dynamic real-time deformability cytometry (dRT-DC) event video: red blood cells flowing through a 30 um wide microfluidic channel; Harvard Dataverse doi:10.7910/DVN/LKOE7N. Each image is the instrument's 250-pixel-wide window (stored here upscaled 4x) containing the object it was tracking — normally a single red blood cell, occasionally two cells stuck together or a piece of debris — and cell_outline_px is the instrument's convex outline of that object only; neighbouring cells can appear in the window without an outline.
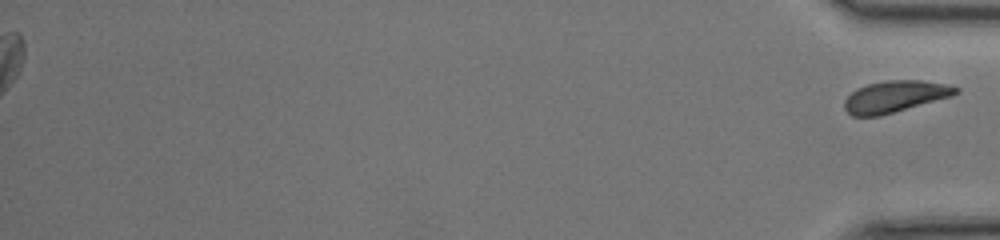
{"species": "common noctule bat (a hibernating species)", "species_latin": "Nyctalus noctula", "temperature_condition": "room temperature", "stored_images_in_passage": 44, "segment_of_instrument_passage": [2, 2], "camera_frame_rate_fps": 3000, "um_per_image_px": 0.085, "animal": {"sex": "female", "body_mass_g": 17.0, "forearm_length_mm": 48.0}, "frame": {"image": 1, "passage_image": 44, "time_ms": 14.333, "image_size_px": [1000, 240], "cell_outline_px": [[960, 92], [952, 96], [880, 116], [852, 116], [844, 108], [844, 100], [856, 88], [868, 84], [888, 80], [920, 80], [948, 84], [960, 88]], "centroid_in_image_um": [76.09, 8.2], "position_along_channel_um": 359.1, "area_um2": 20.52}}